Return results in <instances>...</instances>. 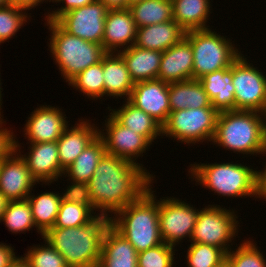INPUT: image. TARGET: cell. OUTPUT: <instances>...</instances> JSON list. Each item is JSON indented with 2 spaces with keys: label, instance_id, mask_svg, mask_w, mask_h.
I'll return each instance as SVG.
<instances>
[{
  "label": "cell",
  "instance_id": "43",
  "mask_svg": "<svg viewBox=\"0 0 266 267\" xmlns=\"http://www.w3.org/2000/svg\"><path fill=\"white\" fill-rule=\"evenodd\" d=\"M266 154L264 155V157ZM266 159V158H265ZM265 163V164H264ZM263 163L264 168L255 170V196L254 199L266 201V162ZM265 199V200H264Z\"/></svg>",
  "mask_w": 266,
  "mask_h": 267
},
{
  "label": "cell",
  "instance_id": "20",
  "mask_svg": "<svg viewBox=\"0 0 266 267\" xmlns=\"http://www.w3.org/2000/svg\"><path fill=\"white\" fill-rule=\"evenodd\" d=\"M158 79L168 84L193 79V50L185 36L163 52Z\"/></svg>",
  "mask_w": 266,
  "mask_h": 267
},
{
  "label": "cell",
  "instance_id": "40",
  "mask_svg": "<svg viewBox=\"0 0 266 267\" xmlns=\"http://www.w3.org/2000/svg\"><path fill=\"white\" fill-rule=\"evenodd\" d=\"M66 180L68 186L62 189V193H59L61 201L87 205L95 213L88 184L71 179Z\"/></svg>",
  "mask_w": 266,
  "mask_h": 267
},
{
  "label": "cell",
  "instance_id": "48",
  "mask_svg": "<svg viewBox=\"0 0 266 267\" xmlns=\"http://www.w3.org/2000/svg\"><path fill=\"white\" fill-rule=\"evenodd\" d=\"M9 200L0 192V223L3 213L6 211Z\"/></svg>",
  "mask_w": 266,
  "mask_h": 267
},
{
  "label": "cell",
  "instance_id": "33",
  "mask_svg": "<svg viewBox=\"0 0 266 267\" xmlns=\"http://www.w3.org/2000/svg\"><path fill=\"white\" fill-rule=\"evenodd\" d=\"M1 222H4L3 224L12 234H26L36 228L32 209L27 199L9 201Z\"/></svg>",
  "mask_w": 266,
  "mask_h": 267
},
{
  "label": "cell",
  "instance_id": "1",
  "mask_svg": "<svg viewBox=\"0 0 266 267\" xmlns=\"http://www.w3.org/2000/svg\"><path fill=\"white\" fill-rule=\"evenodd\" d=\"M150 172L145 166L105 153L87 183L95 214L111 218L139 199L157 181L155 174Z\"/></svg>",
  "mask_w": 266,
  "mask_h": 267
},
{
  "label": "cell",
  "instance_id": "12",
  "mask_svg": "<svg viewBox=\"0 0 266 267\" xmlns=\"http://www.w3.org/2000/svg\"><path fill=\"white\" fill-rule=\"evenodd\" d=\"M104 118L102 127L98 125V136L104 143L106 153L143 167L137 160L144 156L146 150L150 151L153 144L146 137L121 125L110 113Z\"/></svg>",
  "mask_w": 266,
  "mask_h": 267
},
{
  "label": "cell",
  "instance_id": "21",
  "mask_svg": "<svg viewBox=\"0 0 266 267\" xmlns=\"http://www.w3.org/2000/svg\"><path fill=\"white\" fill-rule=\"evenodd\" d=\"M103 79L105 100L129 98L134 87L126 63L116 52H107L103 56ZM107 97V98H106Z\"/></svg>",
  "mask_w": 266,
  "mask_h": 267
},
{
  "label": "cell",
  "instance_id": "4",
  "mask_svg": "<svg viewBox=\"0 0 266 267\" xmlns=\"http://www.w3.org/2000/svg\"><path fill=\"white\" fill-rule=\"evenodd\" d=\"M153 185L139 199L130 202L110 218L111 226L138 253L163 243L159 231V196L156 190H152Z\"/></svg>",
  "mask_w": 266,
  "mask_h": 267
},
{
  "label": "cell",
  "instance_id": "24",
  "mask_svg": "<svg viewBox=\"0 0 266 267\" xmlns=\"http://www.w3.org/2000/svg\"><path fill=\"white\" fill-rule=\"evenodd\" d=\"M108 112L124 127L146 137L152 144L162 138V126L149 114L131 104L127 99L123 100L120 107H106ZM111 111V112H110Z\"/></svg>",
  "mask_w": 266,
  "mask_h": 267
},
{
  "label": "cell",
  "instance_id": "32",
  "mask_svg": "<svg viewBox=\"0 0 266 267\" xmlns=\"http://www.w3.org/2000/svg\"><path fill=\"white\" fill-rule=\"evenodd\" d=\"M69 87L76 89L79 94L85 95L87 99L100 101L104 97V79H103V57L100 62L89 66L87 69L78 73L68 84ZM102 98V99H101Z\"/></svg>",
  "mask_w": 266,
  "mask_h": 267
},
{
  "label": "cell",
  "instance_id": "31",
  "mask_svg": "<svg viewBox=\"0 0 266 267\" xmlns=\"http://www.w3.org/2000/svg\"><path fill=\"white\" fill-rule=\"evenodd\" d=\"M129 10L137 28L173 20L172 0H143Z\"/></svg>",
  "mask_w": 266,
  "mask_h": 267
},
{
  "label": "cell",
  "instance_id": "41",
  "mask_svg": "<svg viewBox=\"0 0 266 267\" xmlns=\"http://www.w3.org/2000/svg\"><path fill=\"white\" fill-rule=\"evenodd\" d=\"M95 0H59L56 4L57 6L62 3L63 5H61L60 7H57V9H55L56 7L53 8L52 7L48 10L47 12L45 11L44 13V20H48V21H57L62 15H64L65 13H67L68 11H71L73 9L82 7V6H86L88 4L93 3ZM50 11V12H49Z\"/></svg>",
  "mask_w": 266,
  "mask_h": 267
},
{
  "label": "cell",
  "instance_id": "18",
  "mask_svg": "<svg viewBox=\"0 0 266 267\" xmlns=\"http://www.w3.org/2000/svg\"><path fill=\"white\" fill-rule=\"evenodd\" d=\"M75 124L67 127L56 141L59 163L63 170L71 165L84 149L98 137V124L82 117Z\"/></svg>",
  "mask_w": 266,
  "mask_h": 267
},
{
  "label": "cell",
  "instance_id": "19",
  "mask_svg": "<svg viewBox=\"0 0 266 267\" xmlns=\"http://www.w3.org/2000/svg\"><path fill=\"white\" fill-rule=\"evenodd\" d=\"M137 26L129 9L108 10L104 36L103 49L106 52H116L130 48L136 41Z\"/></svg>",
  "mask_w": 266,
  "mask_h": 267
},
{
  "label": "cell",
  "instance_id": "42",
  "mask_svg": "<svg viewBox=\"0 0 266 267\" xmlns=\"http://www.w3.org/2000/svg\"><path fill=\"white\" fill-rule=\"evenodd\" d=\"M6 121L0 120V162L15 150L16 135L10 127L5 126Z\"/></svg>",
  "mask_w": 266,
  "mask_h": 267
},
{
  "label": "cell",
  "instance_id": "27",
  "mask_svg": "<svg viewBox=\"0 0 266 267\" xmlns=\"http://www.w3.org/2000/svg\"><path fill=\"white\" fill-rule=\"evenodd\" d=\"M173 20L185 31L209 29L213 0H172Z\"/></svg>",
  "mask_w": 266,
  "mask_h": 267
},
{
  "label": "cell",
  "instance_id": "45",
  "mask_svg": "<svg viewBox=\"0 0 266 267\" xmlns=\"http://www.w3.org/2000/svg\"><path fill=\"white\" fill-rule=\"evenodd\" d=\"M8 3L16 6L18 8L24 9L25 11H30L35 9L38 6H41L43 3H47V0H8Z\"/></svg>",
  "mask_w": 266,
  "mask_h": 267
},
{
  "label": "cell",
  "instance_id": "7",
  "mask_svg": "<svg viewBox=\"0 0 266 267\" xmlns=\"http://www.w3.org/2000/svg\"><path fill=\"white\" fill-rule=\"evenodd\" d=\"M216 29L186 31L185 37L193 50V79L198 80L206 74L229 68L241 55L240 46L228 36L219 34ZM228 37V38H227ZM236 46V47H235Z\"/></svg>",
  "mask_w": 266,
  "mask_h": 267
},
{
  "label": "cell",
  "instance_id": "36",
  "mask_svg": "<svg viewBox=\"0 0 266 267\" xmlns=\"http://www.w3.org/2000/svg\"><path fill=\"white\" fill-rule=\"evenodd\" d=\"M187 246L184 256L187 267H215L226 258V253L213 245L190 242Z\"/></svg>",
  "mask_w": 266,
  "mask_h": 267
},
{
  "label": "cell",
  "instance_id": "51",
  "mask_svg": "<svg viewBox=\"0 0 266 267\" xmlns=\"http://www.w3.org/2000/svg\"><path fill=\"white\" fill-rule=\"evenodd\" d=\"M141 1H143V0H128V6L130 7L133 4L138 3V2H141Z\"/></svg>",
  "mask_w": 266,
  "mask_h": 267
},
{
  "label": "cell",
  "instance_id": "35",
  "mask_svg": "<svg viewBox=\"0 0 266 267\" xmlns=\"http://www.w3.org/2000/svg\"><path fill=\"white\" fill-rule=\"evenodd\" d=\"M31 13L24 9L7 4L0 8V44L17 37V33L31 21Z\"/></svg>",
  "mask_w": 266,
  "mask_h": 267
},
{
  "label": "cell",
  "instance_id": "47",
  "mask_svg": "<svg viewBox=\"0 0 266 267\" xmlns=\"http://www.w3.org/2000/svg\"><path fill=\"white\" fill-rule=\"evenodd\" d=\"M8 267H30V265L23 255L20 257L17 255Z\"/></svg>",
  "mask_w": 266,
  "mask_h": 267
},
{
  "label": "cell",
  "instance_id": "49",
  "mask_svg": "<svg viewBox=\"0 0 266 267\" xmlns=\"http://www.w3.org/2000/svg\"><path fill=\"white\" fill-rule=\"evenodd\" d=\"M0 77H1V75H0ZM1 80L2 79L0 78V120L4 118V116H3L2 112H1L2 111V103H3V98H2L3 97V94H2L3 88H2V81Z\"/></svg>",
  "mask_w": 266,
  "mask_h": 267
},
{
  "label": "cell",
  "instance_id": "39",
  "mask_svg": "<svg viewBox=\"0 0 266 267\" xmlns=\"http://www.w3.org/2000/svg\"><path fill=\"white\" fill-rule=\"evenodd\" d=\"M175 246L162 243L138 253V267H176Z\"/></svg>",
  "mask_w": 266,
  "mask_h": 267
},
{
  "label": "cell",
  "instance_id": "16",
  "mask_svg": "<svg viewBox=\"0 0 266 267\" xmlns=\"http://www.w3.org/2000/svg\"><path fill=\"white\" fill-rule=\"evenodd\" d=\"M37 184L16 150L0 162V192L9 201L27 199Z\"/></svg>",
  "mask_w": 266,
  "mask_h": 267
},
{
  "label": "cell",
  "instance_id": "30",
  "mask_svg": "<svg viewBox=\"0 0 266 267\" xmlns=\"http://www.w3.org/2000/svg\"><path fill=\"white\" fill-rule=\"evenodd\" d=\"M106 153V148L102 139L98 136L92 141L76 160L64 170V175L60 179L64 178L88 183L92 178L98 162Z\"/></svg>",
  "mask_w": 266,
  "mask_h": 267
},
{
  "label": "cell",
  "instance_id": "38",
  "mask_svg": "<svg viewBox=\"0 0 266 267\" xmlns=\"http://www.w3.org/2000/svg\"><path fill=\"white\" fill-rule=\"evenodd\" d=\"M41 245L36 244L25 250L24 258L30 267H68L63 256L46 239Z\"/></svg>",
  "mask_w": 266,
  "mask_h": 267
},
{
  "label": "cell",
  "instance_id": "52",
  "mask_svg": "<svg viewBox=\"0 0 266 267\" xmlns=\"http://www.w3.org/2000/svg\"><path fill=\"white\" fill-rule=\"evenodd\" d=\"M9 4L8 0H0V8L4 7L5 5Z\"/></svg>",
  "mask_w": 266,
  "mask_h": 267
},
{
  "label": "cell",
  "instance_id": "22",
  "mask_svg": "<svg viewBox=\"0 0 266 267\" xmlns=\"http://www.w3.org/2000/svg\"><path fill=\"white\" fill-rule=\"evenodd\" d=\"M138 252L111 225L105 231L98 267H138Z\"/></svg>",
  "mask_w": 266,
  "mask_h": 267
},
{
  "label": "cell",
  "instance_id": "25",
  "mask_svg": "<svg viewBox=\"0 0 266 267\" xmlns=\"http://www.w3.org/2000/svg\"><path fill=\"white\" fill-rule=\"evenodd\" d=\"M232 79L233 63L229 68L214 71L198 79L218 112L235 110Z\"/></svg>",
  "mask_w": 266,
  "mask_h": 267
},
{
  "label": "cell",
  "instance_id": "54",
  "mask_svg": "<svg viewBox=\"0 0 266 267\" xmlns=\"http://www.w3.org/2000/svg\"><path fill=\"white\" fill-rule=\"evenodd\" d=\"M264 116H265V135H266V110L264 112Z\"/></svg>",
  "mask_w": 266,
  "mask_h": 267
},
{
  "label": "cell",
  "instance_id": "28",
  "mask_svg": "<svg viewBox=\"0 0 266 267\" xmlns=\"http://www.w3.org/2000/svg\"><path fill=\"white\" fill-rule=\"evenodd\" d=\"M171 111L213 107L199 80L189 79L168 84Z\"/></svg>",
  "mask_w": 266,
  "mask_h": 267
},
{
  "label": "cell",
  "instance_id": "6",
  "mask_svg": "<svg viewBox=\"0 0 266 267\" xmlns=\"http://www.w3.org/2000/svg\"><path fill=\"white\" fill-rule=\"evenodd\" d=\"M50 33L47 42L51 59L68 83L78 73L101 61L107 53L102 44L85 41L65 31L56 21L44 20Z\"/></svg>",
  "mask_w": 266,
  "mask_h": 267
},
{
  "label": "cell",
  "instance_id": "37",
  "mask_svg": "<svg viewBox=\"0 0 266 267\" xmlns=\"http://www.w3.org/2000/svg\"><path fill=\"white\" fill-rule=\"evenodd\" d=\"M96 216L87 205L61 201L53 227H80L90 223Z\"/></svg>",
  "mask_w": 266,
  "mask_h": 267
},
{
  "label": "cell",
  "instance_id": "46",
  "mask_svg": "<svg viewBox=\"0 0 266 267\" xmlns=\"http://www.w3.org/2000/svg\"><path fill=\"white\" fill-rule=\"evenodd\" d=\"M108 10H125L129 9L128 0H99Z\"/></svg>",
  "mask_w": 266,
  "mask_h": 267
},
{
  "label": "cell",
  "instance_id": "23",
  "mask_svg": "<svg viewBox=\"0 0 266 267\" xmlns=\"http://www.w3.org/2000/svg\"><path fill=\"white\" fill-rule=\"evenodd\" d=\"M186 31L174 20L137 28L135 46L164 52L184 38Z\"/></svg>",
  "mask_w": 266,
  "mask_h": 267
},
{
  "label": "cell",
  "instance_id": "15",
  "mask_svg": "<svg viewBox=\"0 0 266 267\" xmlns=\"http://www.w3.org/2000/svg\"><path fill=\"white\" fill-rule=\"evenodd\" d=\"M35 108L23 126L24 139L26 143H41L57 141L64 130L70 126L65 109L52 105L41 104Z\"/></svg>",
  "mask_w": 266,
  "mask_h": 267
},
{
  "label": "cell",
  "instance_id": "5",
  "mask_svg": "<svg viewBox=\"0 0 266 267\" xmlns=\"http://www.w3.org/2000/svg\"><path fill=\"white\" fill-rule=\"evenodd\" d=\"M229 161V162H228ZM225 163H191L189 179L220 197L249 198L255 196V170L252 165L240 163V160ZM235 162V163H234ZM239 162V163H238Z\"/></svg>",
  "mask_w": 266,
  "mask_h": 267
},
{
  "label": "cell",
  "instance_id": "17",
  "mask_svg": "<svg viewBox=\"0 0 266 267\" xmlns=\"http://www.w3.org/2000/svg\"><path fill=\"white\" fill-rule=\"evenodd\" d=\"M127 100L146 114H149L161 126L167 121L171 112L168 83L160 79L134 83Z\"/></svg>",
  "mask_w": 266,
  "mask_h": 267
},
{
  "label": "cell",
  "instance_id": "29",
  "mask_svg": "<svg viewBox=\"0 0 266 267\" xmlns=\"http://www.w3.org/2000/svg\"><path fill=\"white\" fill-rule=\"evenodd\" d=\"M33 191V193H32ZM28 195L27 200L32 209V215L36 226V232L41 238L53 228L61 204L59 191H44L34 195V189Z\"/></svg>",
  "mask_w": 266,
  "mask_h": 267
},
{
  "label": "cell",
  "instance_id": "8",
  "mask_svg": "<svg viewBox=\"0 0 266 267\" xmlns=\"http://www.w3.org/2000/svg\"><path fill=\"white\" fill-rule=\"evenodd\" d=\"M218 114L214 107L171 111L162 125V138L166 136L186 146L202 144L204 141L205 144L210 142L211 145Z\"/></svg>",
  "mask_w": 266,
  "mask_h": 267
},
{
  "label": "cell",
  "instance_id": "14",
  "mask_svg": "<svg viewBox=\"0 0 266 267\" xmlns=\"http://www.w3.org/2000/svg\"><path fill=\"white\" fill-rule=\"evenodd\" d=\"M16 137L15 150L20 154L38 184L46 186L54 184L64 175V170L59 163L57 142L26 143L29 144L28 152L22 151L23 147ZM21 150V151H20ZM23 153V154H22Z\"/></svg>",
  "mask_w": 266,
  "mask_h": 267
},
{
  "label": "cell",
  "instance_id": "34",
  "mask_svg": "<svg viewBox=\"0 0 266 267\" xmlns=\"http://www.w3.org/2000/svg\"><path fill=\"white\" fill-rule=\"evenodd\" d=\"M242 242V243H241ZM240 244H235L227 254L226 258L229 260L232 267H266V256L263 255L257 246L256 240L248 239L241 240Z\"/></svg>",
  "mask_w": 266,
  "mask_h": 267
},
{
  "label": "cell",
  "instance_id": "26",
  "mask_svg": "<svg viewBox=\"0 0 266 267\" xmlns=\"http://www.w3.org/2000/svg\"><path fill=\"white\" fill-rule=\"evenodd\" d=\"M126 63L134 83L158 79L163 52L132 45L118 52Z\"/></svg>",
  "mask_w": 266,
  "mask_h": 267
},
{
  "label": "cell",
  "instance_id": "13",
  "mask_svg": "<svg viewBox=\"0 0 266 267\" xmlns=\"http://www.w3.org/2000/svg\"><path fill=\"white\" fill-rule=\"evenodd\" d=\"M108 8L99 0L62 15L56 22L69 34L102 44Z\"/></svg>",
  "mask_w": 266,
  "mask_h": 267
},
{
  "label": "cell",
  "instance_id": "10",
  "mask_svg": "<svg viewBox=\"0 0 266 267\" xmlns=\"http://www.w3.org/2000/svg\"><path fill=\"white\" fill-rule=\"evenodd\" d=\"M179 197L159 198V231L164 243L177 247L186 239L190 242L199 209Z\"/></svg>",
  "mask_w": 266,
  "mask_h": 267
},
{
  "label": "cell",
  "instance_id": "50",
  "mask_svg": "<svg viewBox=\"0 0 266 267\" xmlns=\"http://www.w3.org/2000/svg\"><path fill=\"white\" fill-rule=\"evenodd\" d=\"M215 267H232L229 260L225 258L223 261H221L218 265Z\"/></svg>",
  "mask_w": 266,
  "mask_h": 267
},
{
  "label": "cell",
  "instance_id": "3",
  "mask_svg": "<svg viewBox=\"0 0 266 267\" xmlns=\"http://www.w3.org/2000/svg\"><path fill=\"white\" fill-rule=\"evenodd\" d=\"M212 144L236 153L239 157L241 154L242 159L251 155L264 156L266 154L264 114L245 110L219 112Z\"/></svg>",
  "mask_w": 266,
  "mask_h": 267
},
{
  "label": "cell",
  "instance_id": "2",
  "mask_svg": "<svg viewBox=\"0 0 266 267\" xmlns=\"http://www.w3.org/2000/svg\"><path fill=\"white\" fill-rule=\"evenodd\" d=\"M111 225L106 215H97L80 227L50 228L43 238L65 259L68 267H98L102 241Z\"/></svg>",
  "mask_w": 266,
  "mask_h": 267
},
{
  "label": "cell",
  "instance_id": "11",
  "mask_svg": "<svg viewBox=\"0 0 266 267\" xmlns=\"http://www.w3.org/2000/svg\"><path fill=\"white\" fill-rule=\"evenodd\" d=\"M241 55L233 62L232 84L235 89V110L257 111L266 110V74ZM248 60V61H247ZM260 71V72H259Z\"/></svg>",
  "mask_w": 266,
  "mask_h": 267
},
{
  "label": "cell",
  "instance_id": "53",
  "mask_svg": "<svg viewBox=\"0 0 266 267\" xmlns=\"http://www.w3.org/2000/svg\"><path fill=\"white\" fill-rule=\"evenodd\" d=\"M47 1H49L50 3L52 2V3H55V5L57 4V2L59 1V0H47Z\"/></svg>",
  "mask_w": 266,
  "mask_h": 267
},
{
  "label": "cell",
  "instance_id": "9",
  "mask_svg": "<svg viewBox=\"0 0 266 267\" xmlns=\"http://www.w3.org/2000/svg\"><path fill=\"white\" fill-rule=\"evenodd\" d=\"M235 208L223 205L203 204L197 216L190 242L213 245L226 254L233 248L236 236L239 238L240 222Z\"/></svg>",
  "mask_w": 266,
  "mask_h": 267
},
{
  "label": "cell",
  "instance_id": "44",
  "mask_svg": "<svg viewBox=\"0 0 266 267\" xmlns=\"http://www.w3.org/2000/svg\"><path fill=\"white\" fill-rule=\"evenodd\" d=\"M11 244L0 242V267H8L17 256Z\"/></svg>",
  "mask_w": 266,
  "mask_h": 267
}]
</instances>
